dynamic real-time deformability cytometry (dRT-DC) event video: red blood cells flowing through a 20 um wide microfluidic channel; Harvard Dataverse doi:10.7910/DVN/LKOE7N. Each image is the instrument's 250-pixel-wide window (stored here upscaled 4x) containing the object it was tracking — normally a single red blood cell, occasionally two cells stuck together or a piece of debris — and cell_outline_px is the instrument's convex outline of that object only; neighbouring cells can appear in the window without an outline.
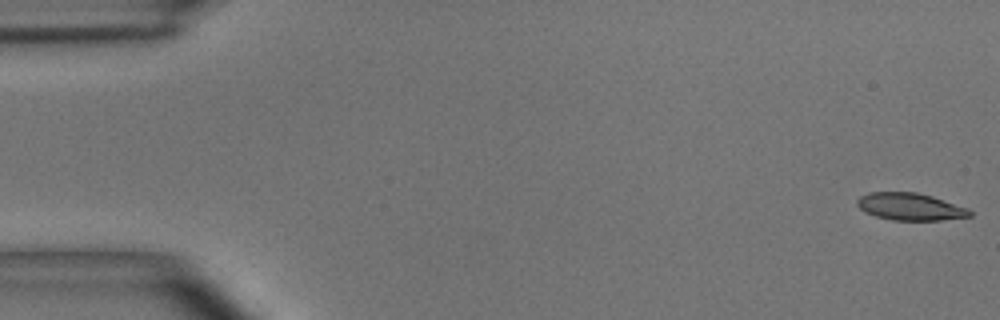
{"species": "common noctule bat (a hibernating species)", "species_latin": "Nyctalus noctula", "temperature_condition": "room temperature", "stored_images_in_passage": 48, "camera_frame_rate_fps": 3000, "um_per_image_px": 0.085, "animal": {"sex": "male", "body_mass_g": 15.6}, "frame": {"image": 1, "passage_image": 1, "time_ms": 0.0, "image_size_px": [1000, 320], "cell_outline_px": [[972, 216], [940, 220], [892, 220], [876, 216], [864, 212], [856, 204], [856, 200], [860, 196], [868, 192], [916, 192], [932, 196], [968, 208], [972, 212]], "centroid_in_image_um": [77.34, 17.56], "position_along_channel_um": 7.7, "area_um2": 17.92}}
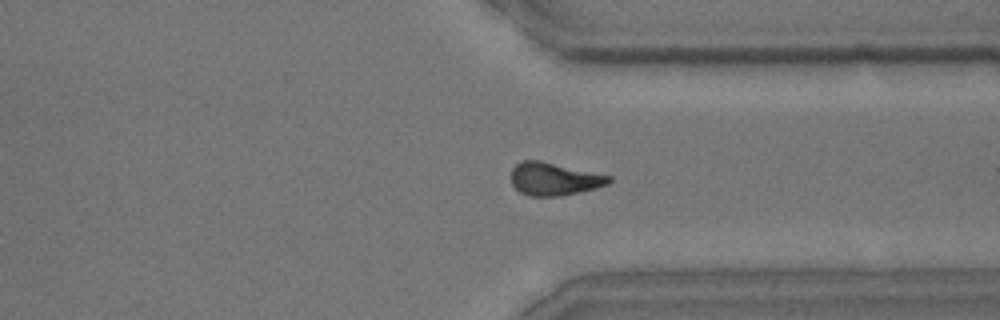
{"frame": {"image": 2, "passage_image": 41, "time_ms": 13.333, "image_size_px": [1000, 320], "cell_outline_px": [[612, 180], [608, 184], [596, 188], [580, 192], [560, 196], [528, 196], [520, 192], [512, 184], [512, 168], [520, 160], [540, 160], [612, 176]], "centroid_in_image_um": [47.1, 15.21], "position_along_channel_um": 364.3, "area_um2": 18.79}}
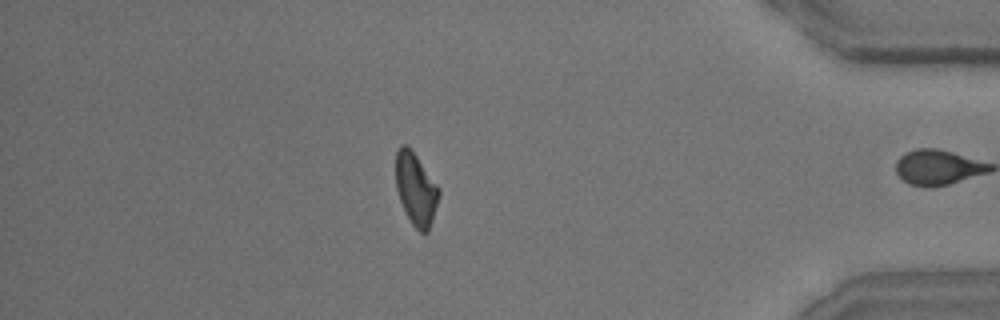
{"frame": {"image": 3, "passage_image": 47, "time_ms": 15.333, "image_size_px": [1000, 320], "cell_outline_px": [[440, 196], [428, 232], [420, 232], [412, 224], [400, 200], [396, 188], [396, 152], [400, 144], [404, 144], [416, 156], [440, 188]], "centroid_in_image_um": [35.36, 16.08], "position_along_channel_um": 399.8, "area_um2": 17.86}, "authors_computed_cell_mechanics": {"area_um2": 19.074, "velocity_mm_per_s": 3.6839, "shape_relaxation_time_tau1_ms": 6.2604, "shape_relaxation_time_tau2_ms": 7.4922, "deformation_change_tau1": 0.1676, "deformation_change_tau2": 0.1559}}